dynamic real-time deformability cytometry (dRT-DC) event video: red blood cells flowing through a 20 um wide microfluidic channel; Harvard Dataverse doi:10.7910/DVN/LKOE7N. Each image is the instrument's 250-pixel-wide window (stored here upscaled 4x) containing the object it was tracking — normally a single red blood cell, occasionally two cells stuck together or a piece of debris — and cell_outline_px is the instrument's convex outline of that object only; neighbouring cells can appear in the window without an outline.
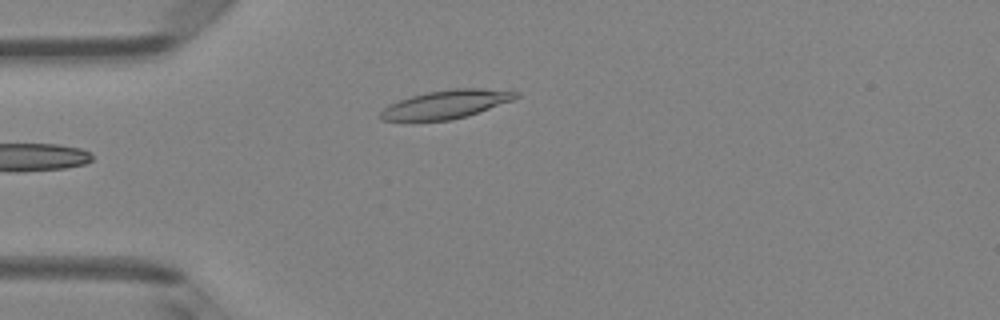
{"species": "Egyptian fruit bat (a non-hibernating species)", "species_latin": "Rousettus aegyptiacus", "temperature_condition": "room temperature", "stored_images_in_passage": 5, "camera_frame_rate_fps": 3000, "um_per_image_px": 0.085, "animal": {"sex": "female"}, "frame": {"image": 1, "passage_image": 5, "time_ms": 5.0, "image_size_px": [1000, 320], "cell_outline_px": [[520, 96], [512, 100], [468, 116], [452, 120], [380, 120], [380, 112], [388, 104], [412, 96], [428, 92], [452, 88], [480, 88], [520, 92]], "centroid_in_image_um": [37.94, 8.86], "position_along_channel_um": 47.1, "area_um2": 22.2}}